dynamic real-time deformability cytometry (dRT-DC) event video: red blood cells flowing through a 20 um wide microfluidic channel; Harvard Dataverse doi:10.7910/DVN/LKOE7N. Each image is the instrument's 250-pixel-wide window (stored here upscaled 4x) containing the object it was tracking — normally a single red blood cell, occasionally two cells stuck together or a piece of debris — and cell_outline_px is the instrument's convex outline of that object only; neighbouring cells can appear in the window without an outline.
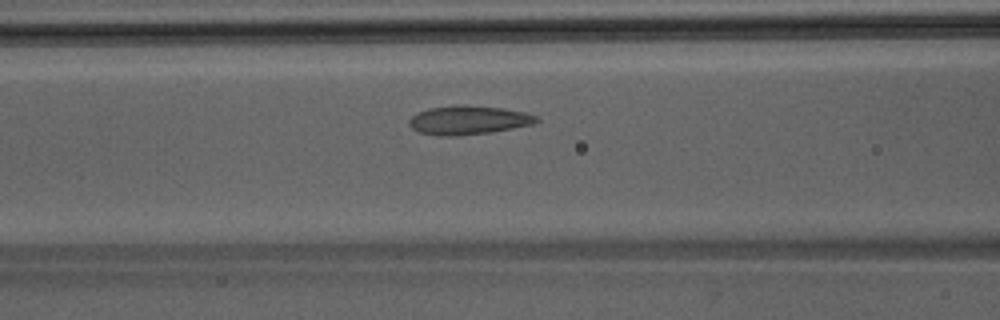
{"species": "Egyptian fruit bat (a non-hibernating species)", "species_latin": "Rousettus aegyptiacus", "temperature_condition": "room temperature", "stored_images_in_passage": 40, "camera_frame_rate_fps": 3000, "um_per_image_px": 0.085, "animal": {"sex": "male"}, "frame": {"image": 1, "passage_image": 12, "time_ms": 3.667, "image_size_px": [1000, 320], "cell_outline_px": [[540, 120], [532, 124], [512, 128], [488, 132], [456, 136], [440, 136], [420, 132], [412, 128], [408, 124], [408, 120], [416, 112], [428, 108], [500, 108], [528, 112], [536, 116]], "centroid_in_image_um": [39.8, 10.25], "position_along_channel_um": 126.8, "area_um2": 20.35}}
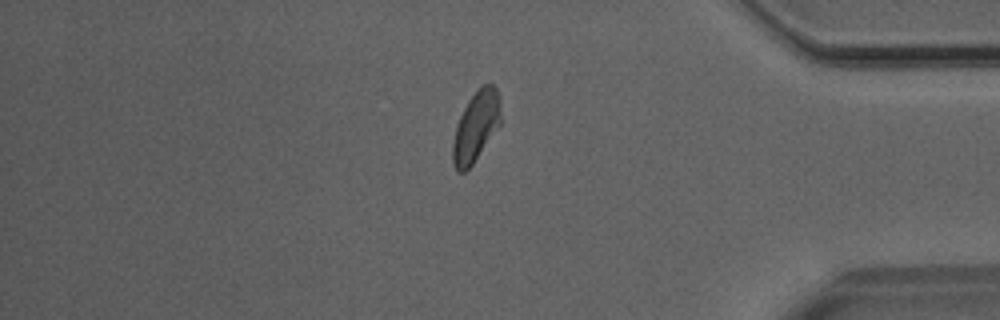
{"frame": {"image": 2, "passage_image": 33, "time_ms": 10.667, "image_size_px": [1000, 320], "cell_outline_px": [[500, 124], [472, 164], [464, 172], [456, 172], [452, 160], [452, 144], [456, 124], [468, 100], [480, 84], [492, 84], [496, 88], [500, 100]], "centroid_in_image_um": [40.43, 10.73], "position_along_channel_um": 394.8, "area_um2": 19.54}}
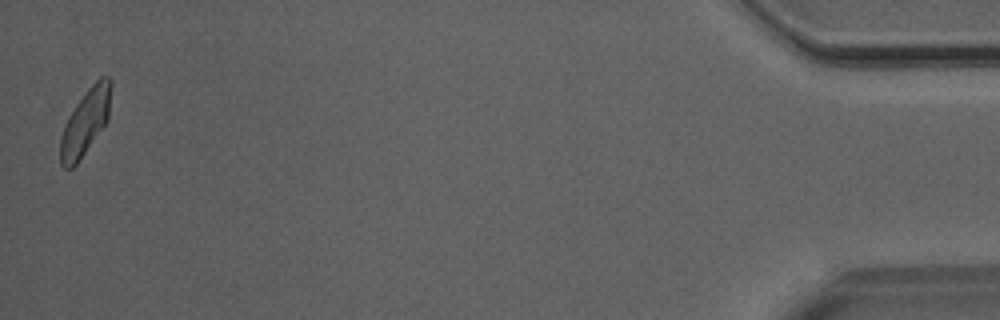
{"frame": {"image": 3, "passage_image": 40, "time_ms": 13.0, "image_size_px": [1000, 320], "cell_outline_px": [[112, 88], [108, 120], [76, 164], [72, 168], [64, 168], [60, 164], [60, 136], [64, 124], [68, 116], [84, 92], [100, 76], [108, 76], [112, 80]], "centroid_in_image_um": [7.26, 10.33], "position_along_channel_um": 427.9, "area_um2": 19.54}}